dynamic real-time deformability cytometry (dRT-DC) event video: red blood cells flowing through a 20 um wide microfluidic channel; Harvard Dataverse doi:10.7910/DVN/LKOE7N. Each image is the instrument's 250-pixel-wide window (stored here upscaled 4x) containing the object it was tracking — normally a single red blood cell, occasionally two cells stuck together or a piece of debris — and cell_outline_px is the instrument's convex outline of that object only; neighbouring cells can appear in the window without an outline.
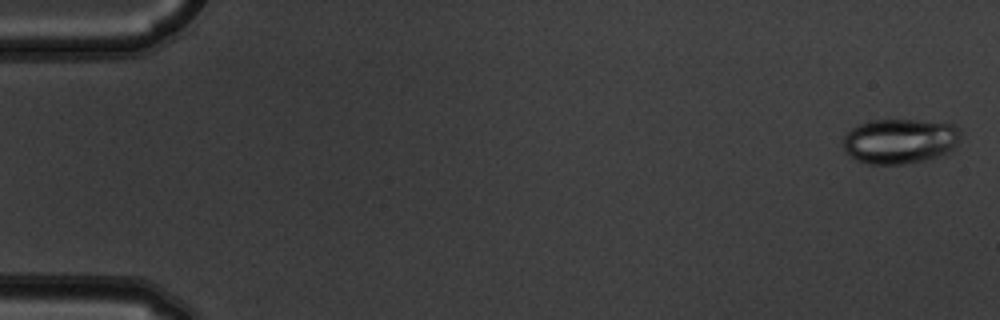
{"species": "common noctule bat (a hibernating species)", "species_latin": "Nyctalus noctula", "temperature_condition": "warm", "stored_images_in_passage": 5, "camera_frame_rate_fps": 3000, "um_per_image_px": 0.085, "animal": {"sex": "male", "body_mass_g": 19.5, "forearm_length_mm": 54.6}, "frame": {"image": 1, "passage_image": 1, "time_ms": 0.0, "image_size_px": [1000, 320], "cell_outline_px": [[960, 140], [944, 156], [928, 160], [904, 164], [868, 164], [856, 160], [844, 152], [844, 136], [852, 128], [860, 124], [872, 120], [916, 120], [952, 124], [960, 128]], "centroid_in_image_um": [76.51, 12.01], "position_along_channel_um": 8.5, "area_um2": 31.04}}